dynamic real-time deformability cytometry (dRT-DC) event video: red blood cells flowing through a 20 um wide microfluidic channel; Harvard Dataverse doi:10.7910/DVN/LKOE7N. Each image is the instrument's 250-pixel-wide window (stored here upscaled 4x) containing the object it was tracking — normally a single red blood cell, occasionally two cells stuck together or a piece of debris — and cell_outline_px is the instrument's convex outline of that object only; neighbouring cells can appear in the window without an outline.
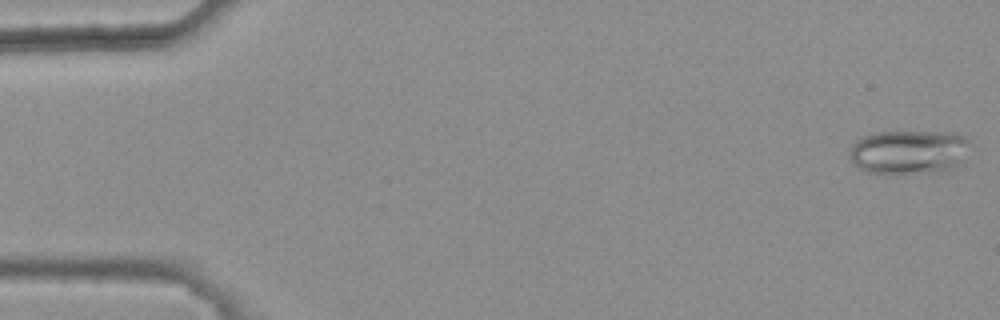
{"species": "common noctule bat (a hibernating species)", "species_latin": "Nyctalus noctula", "temperature_condition": "warm", "stored_images_in_passage": 46, "camera_frame_rate_fps": 3000, "um_per_image_px": 0.085, "animal": {"sex": "female", "body_mass_g": 25.1}, "frame": {"image": 1, "passage_image": 1, "time_ms": 0.0, "image_size_px": [1000, 320], "cell_outline_px": [[968, 140], [964, 164], [960, 168], [948, 172], [896, 176], [868, 172], [860, 168], [852, 160], [852, 148], [856, 140], [872, 132], [956, 132], [964, 136]], "centroid_in_image_um": [77.35, 12.98], "position_along_channel_um": 7.6, "area_um2": 32.08}}
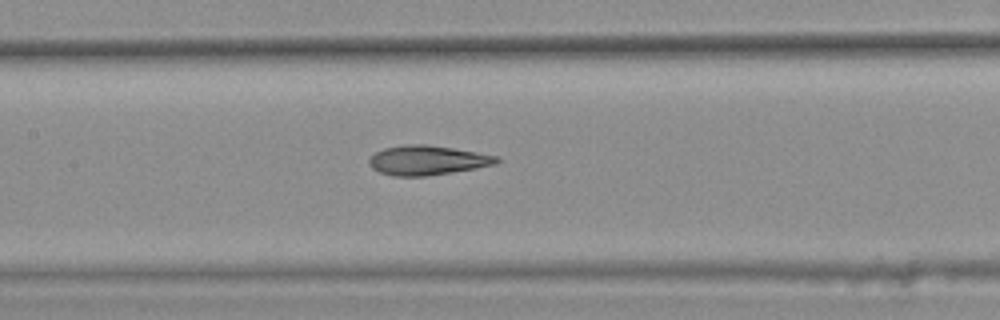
{"frame": {"image": 2, "passage_image": 25, "time_ms": 8.0, "image_size_px": [1000, 320], "cell_outline_px": [[500, 160], [496, 164], [476, 168], [452, 172], [424, 176], [392, 176], [380, 172], [372, 168], [368, 164], [368, 160], [376, 152], [384, 148], [408, 144], [428, 144], [500, 156]], "centroid_in_image_um": [36.33, 13.62], "position_along_channel_um": 171.1, "area_um2": 21.91}}
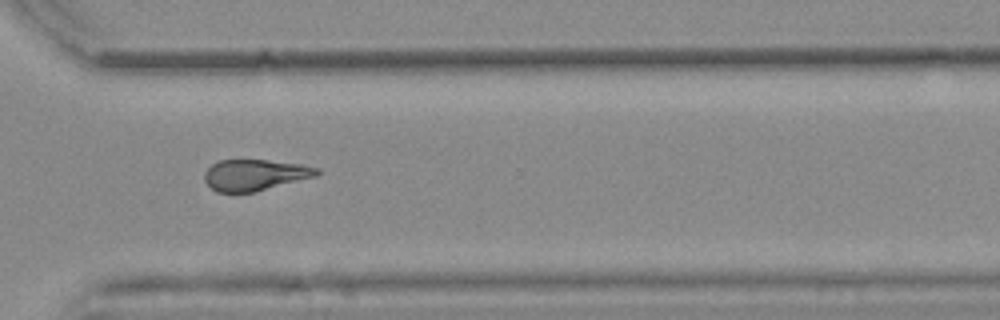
{"frame": {"image": 3, "passage_image": 39, "time_ms": 12.667, "image_size_px": [1000, 320], "cell_outline_px": [[320, 172], [316, 176], [256, 192], [216, 192], [204, 180], [204, 172], [212, 164], [220, 160], [268, 160], [300, 164], [320, 168]], "centroid_in_image_um": [21.67, 14.87], "position_along_channel_um": 348.9, "area_um2": 20.4}, "authors_computed_cell_mechanics": {"area_um2": 21.8773, "velocity_mm_per_s": 3.8121, "shape_relaxation_time_tau1_ms": 9.9517, "shape_relaxation_time_tau2_ms": 2.3622, "deformation_change_tau1": 0.2255, "deformation_change_tau2": 0.1062}}